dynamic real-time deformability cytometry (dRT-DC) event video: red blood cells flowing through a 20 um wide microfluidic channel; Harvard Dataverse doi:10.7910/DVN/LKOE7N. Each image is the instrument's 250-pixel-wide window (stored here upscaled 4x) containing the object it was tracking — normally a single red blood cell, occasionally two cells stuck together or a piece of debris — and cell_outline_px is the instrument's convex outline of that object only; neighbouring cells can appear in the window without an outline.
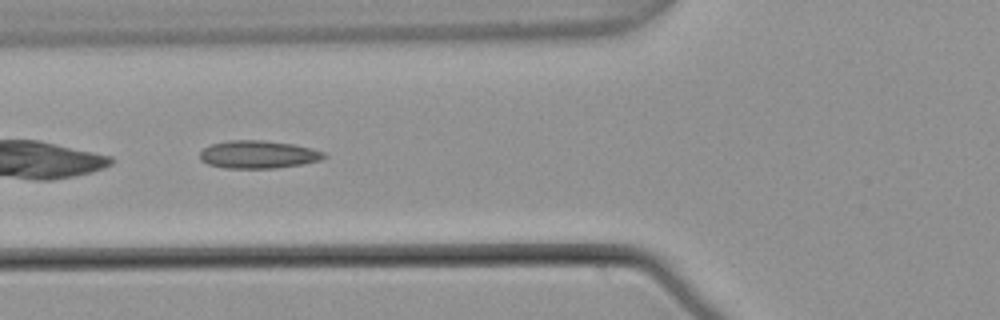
{"species": "common noctule bat (a hibernating species)", "species_latin": "Nyctalus noctula", "temperature_condition": "warm", "stored_images_in_passage": 22, "camera_frame_rate_fps": 3000, "um_per_image_px": 0.085, "animal": {"sex": "male", "body_mass_g": 21.5, "forearm_length_mm": 52.0}, "frame": {"image": 1, "passage_image": 4, "time_ms": 1.0, "image_size_px": [1000, 320], "cell_outline_px": [[328, 156], [320, 160], [304, 164], [276, 168], [224, 168], [208, 164], [200, 160], [200, 152], [204, 148], [212, 144], [228, 140], [264, 140], [296, 144], [312, 148], [324, 152]], "centroid_in_image_um": [21.98, 13.13], "position_along_channel_um": 103.8, "area_um2": 20.35}}
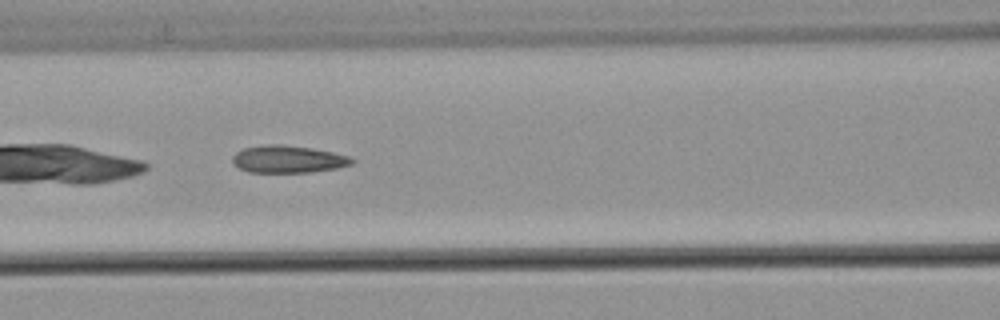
{"frame": {"image": 2, "passage_image": 7, "time_ms": 2.0, "image_size_px": [1000, 320], "cell_outline_px": [[356, 160], [352, 164], [336, 168], [312, 172], [248, 172], [232, 164], [232, 156], [236, 152], [244, 148], [264, 144], [284, 144], [312, 148], [332, 152], [348, 156]], "centroid_in_image_um": [24.46, 13.52], "position_along_channel_um": 142.1, "area_um2": 19.13}}